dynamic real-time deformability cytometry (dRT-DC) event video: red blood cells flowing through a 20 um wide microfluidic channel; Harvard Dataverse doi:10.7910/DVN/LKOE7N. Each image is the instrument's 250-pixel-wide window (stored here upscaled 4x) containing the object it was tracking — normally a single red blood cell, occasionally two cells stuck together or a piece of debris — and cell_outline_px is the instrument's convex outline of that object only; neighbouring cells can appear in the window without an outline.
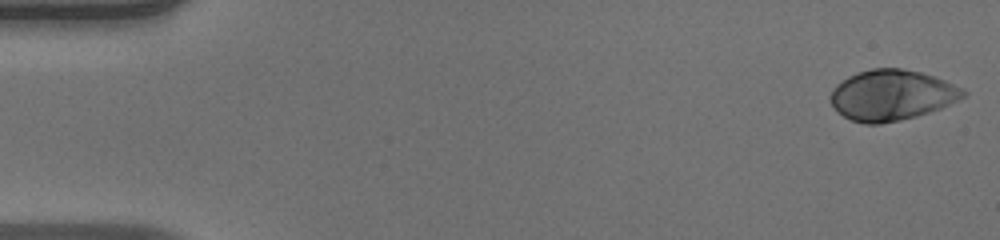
{"species": "human", "species_latin": "Homo sapiens", "temperature_condition": "warm", "stored_images_in_passage": 51, "camera_frame_rate_fps": 3000, "um_per_image_px": 0.085, "donor": {"sex": "male"}, "frame": {"image": 1, "passage_image": 1, "time_ms": 0.0, "image_size_px": [1000, 240], "cell_outline_px": [[968, 92], [964, 96], [940, 108], [916, 116], [900, 120], [880, 124], [864, 124], [852, 120], [844, 116], [828, 100], [828, 96], [832, 88], [836, 84], [848, 76], [856, 72], [872, 68], [900, 68], [920, 72], [944, 80]], "centroid_in_image_um": [75.73, 8.08], "position_along_channel_um": 9.3, "area_um2": 38.9}}
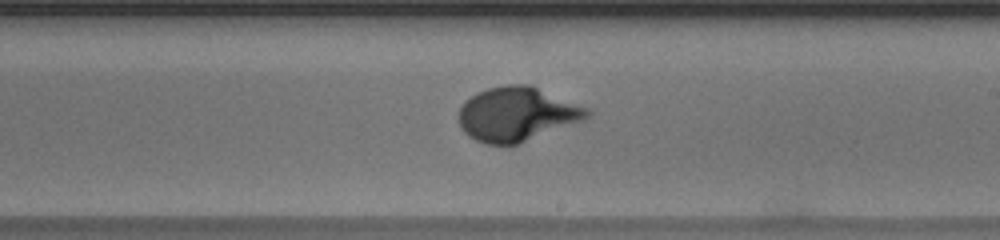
{"frame": {"image": 2, "passage_image": 30, "time_ms": 9.667, "image_size_px": [1000, 240], "cell_outline_px": [[592, 112], [588, 116], [580, 120], [516, 144], [484, 144], [468, 136], [460, 128], [460, 108], [464, 100], [476, 92], [488, 88], [508, 84], [532, 84], [588, 108]], "centroid_in_image_um": [43.89, 9.67], "position_along_channel_um": 245.1, "area_um2": 40.11}}
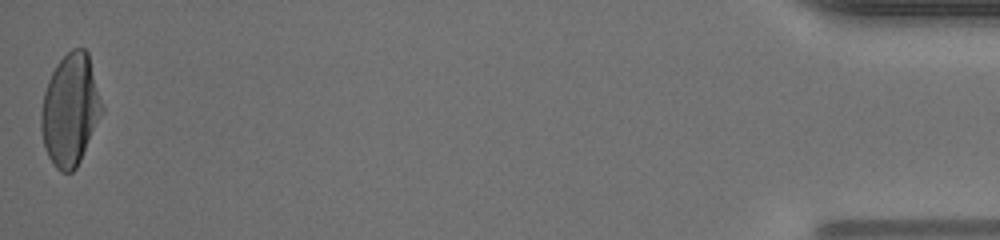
{"frame": {"image": 3, "passage_image": 51, "time_ms": 16.667, "image_size_px": [1000, 240], "cell_outline_px": [[104, 108], [80, 160], [76, 168], [72, 172], [60, 172], [56, 168], [48, 156], [44, 148], [40, 128], [40, 112], [44, 92], [48, 80], [56, 64], [72, 48], [84, 48], [88, 52]], "centroid_in_image_um": [5.95, 9.33], "position_along_channel_um": 429.2, "area_um2": 39.54}, "authors_computed_cell_mechanics": {"area_um2": 38.2058, "velocity_mm_per_s": 3.9768, "shape_relaxation_time_tau1_ms": 4.0745, "shape_relaxation_time_tau2_ms": null, "deformation_change_tau1": 0.244, "deformation_change_tau2": null}}